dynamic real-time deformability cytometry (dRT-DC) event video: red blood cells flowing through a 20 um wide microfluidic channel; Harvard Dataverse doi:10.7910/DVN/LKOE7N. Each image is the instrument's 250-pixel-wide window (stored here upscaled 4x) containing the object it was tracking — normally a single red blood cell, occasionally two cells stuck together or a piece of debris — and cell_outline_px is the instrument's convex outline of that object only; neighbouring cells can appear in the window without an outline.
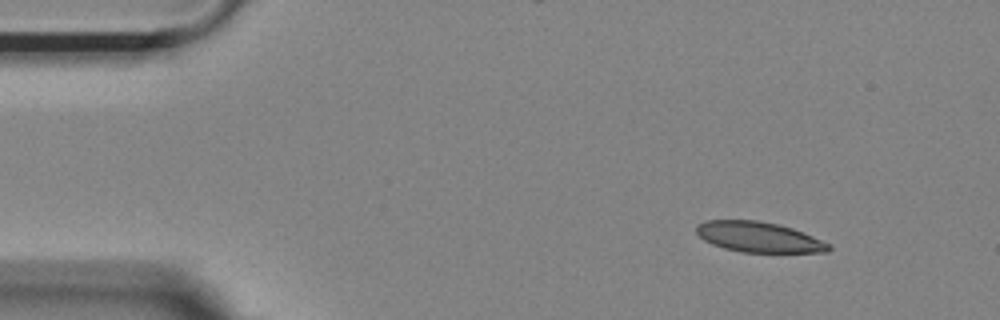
{"species": "Egyptian fruit bat (a non-hibernating species)", "species_latin": "Rousettus aegyptiacus", "temperature_condition": "room temperature", "stored_images_in_passage": 49, "camera_frame_rate_fps": 3000, "um_per_image_px": 0.085, "animal": {"sex": "female"}, "frame": {"image": 1, "passage_image": 1, "time_ms": 0.0, "image_size_px": [1000, 320], "cell_outline_px": [[832, 248], [828, 252], [744, 252], [724, 248], [712, 244], [704, 240], [696, 232], [696, 224], [704, 220], [760, 220], [780, 224], [792, 228], [832, 244]], "centroid_in_image_um": [64.5, 20.14], "position_along_channel_um": 20.5, "area_um2": 23.52}}
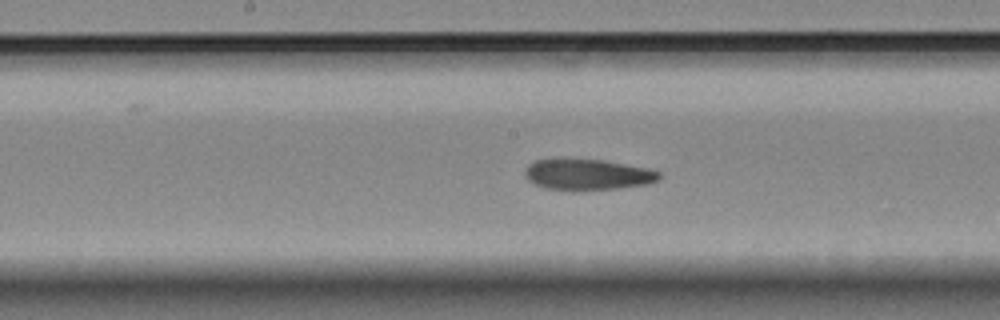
{"frame": {"image": 2, "passage_image": 22, "time_ms": 7.0, "image_size_px": [1000, 320], "cell_outline_px": [[660, 180], [648, 184], [616, 188], [572, 192], [544, 188], [528, 180], [524, 176], [524, 172], [528, 164], [536, 160], [552, 156], [560, 156], [604, 160], [648, 168], [660, 172]], "centroid_in_image_um": [49.86, 14.81], "position_along_channel_um": 198.3, "area_um2": 25.43}}
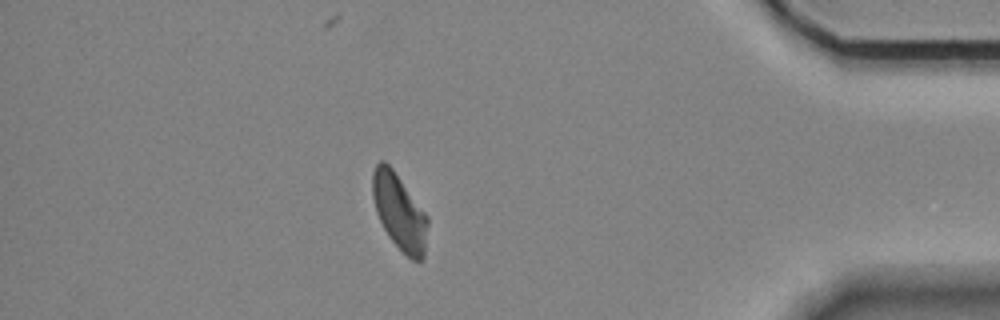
{"frame": {"image": 3, "passage_image": 42, "time_ms": 13.667, "image_size_px": [1000, 320], "cell_outline_px": [[428, 224], [424, 256], [420, 260], [412, 260], [388, 236], [376, 212], [372, 196], [372, 172], [376, 164], [380, 160], [384, 160], [392, 168], [428, 216]], "centroid_in_image_um": [33.93, 17.98], "position_along_channel_um": 401.3, "area_um2": 24.16}, "authors_computed_cell_mechanics": {"area_um2": 24.7962, "velocity_mm_per_s": 3.6449, "shape_relaxation_time_tau1_ms": null, "shape_relaxation_time_tau2_ms": 2.4513, "deformation_change_tau1": null, "deformation_change_tau2": 0.0824}}